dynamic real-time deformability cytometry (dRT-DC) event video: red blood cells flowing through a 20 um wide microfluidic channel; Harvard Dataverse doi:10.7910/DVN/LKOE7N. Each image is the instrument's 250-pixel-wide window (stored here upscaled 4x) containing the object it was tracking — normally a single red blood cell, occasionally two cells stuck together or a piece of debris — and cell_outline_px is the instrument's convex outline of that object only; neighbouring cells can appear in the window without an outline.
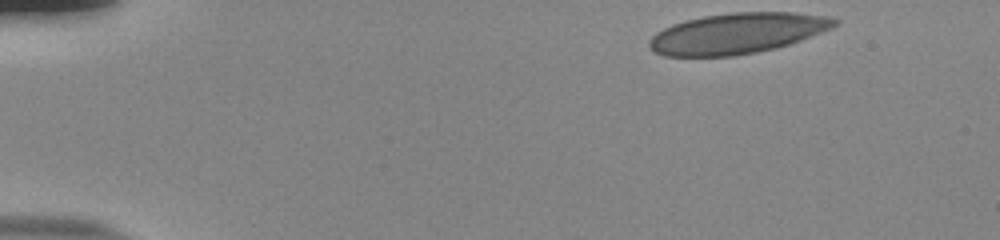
{"species": "human", "species_latin": "Homo sapiens", "temperature_condition": "room temperature", "stored_images_in_passage": 42, "camera_frame_rate_fps": 3000, "um_per_image_px": 0.085, "donor": {"sex": "male"}, "frame": {"image": 1, "passage_image": 1, "time_ms": 0.0, "image_size_px": [1000, 240], "cell_outline_px": [[840, 20], [832, 28], [800, 40], [776, 48], [756, 52], [732, 56], [664, 56], [656, 52], [648, 44], [648, 40], [656, 32], [672, 24], [704, 16], [732, 12], [792, 12], [828, 16]], "centroid_in_image_um": [62.67, 2.83], "position_along_channel_um": 22.3, "area_um2": 43.7}}
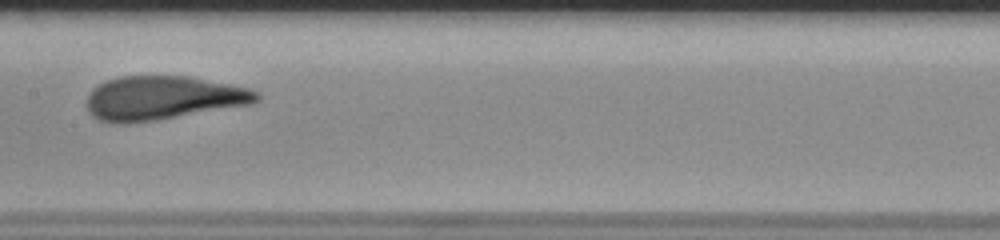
{"frame": {"image": 2, "passage_image": 23, "time_ms": 7.333, "image_size_px": [1000, 240], "cell_outline_px": [[260, 100], [252, 104], [156, 120], [128, 124], [112, 124], [100, 120], [92, 116], [88, 112], [88, 96], [92, 88], [108, 80], [120, 76], [188, 76], [248, 88], [256, 92], [260, 96]], "centroid_in_image_um": [13.82, 8.34], "position_along_channel_um": 193.6, "area_um2": 43.35}}
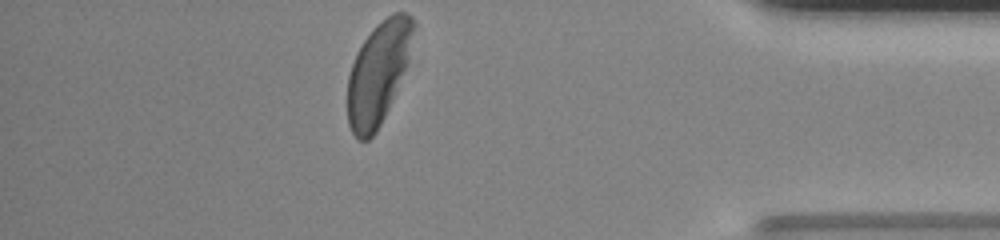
{"frame": {"image": 3, "passage_image": 42, "time_ms": 13.667, "image_size_px": [1000, 240], "cell_outline_px": [[416, 24], [408, 64], [388, 108], [376, 132], [368, 140], [356, 140], [348, 124], [348, 76], [356, 52], [364, 40], [376, 24], [392, 12], [404, 12], [412, 16], [416, 20]], "centroid_in_image_um": [32.17, 6.16], "position_along_channel_um": 403.0, "area_um2": 39.42}, "authors_computed_cell_mechanics": {"area_um2": 43.5812, "velocity_mm_per_s": 3.8064, "shape_relaxation_time_tau1_ms": 5.282, "shape_relaxation_time_tau2_ms": 0.7134, "deformation_change_tau1": 0.1727, "deformation_change_tau2": 0.084}}